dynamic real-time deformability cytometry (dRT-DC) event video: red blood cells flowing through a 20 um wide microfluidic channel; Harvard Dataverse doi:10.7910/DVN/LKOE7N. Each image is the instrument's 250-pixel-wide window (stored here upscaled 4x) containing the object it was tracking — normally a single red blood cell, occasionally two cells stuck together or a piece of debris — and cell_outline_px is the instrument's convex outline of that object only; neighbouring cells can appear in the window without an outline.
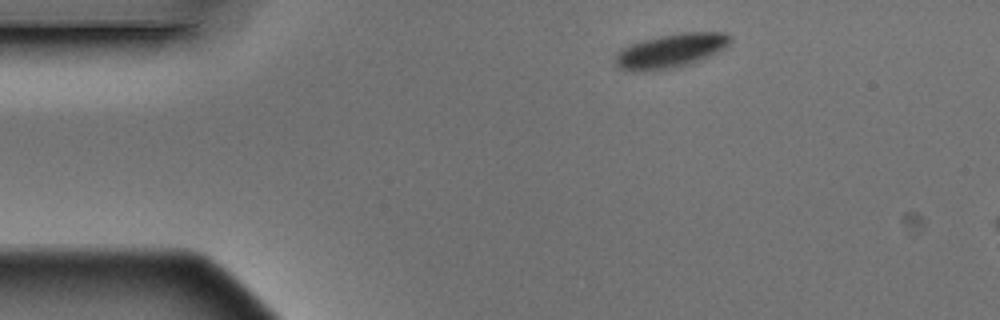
{"species": "Egyptian fruit bat (a non-hibernating species)", "species_latin": "Rousettus aegyptiacus", "temperature_condition": "warm", "stored_images_in_passage": 3, "camera_frame_rate_fps": 3000, "um_per_image_px": 0.085, "animal": {"sex": "male"}, "frame": {"image": 1, "passage_image": 1, "time_ms": 0.0, "image_size_px": [1000, 320], "cell_outline_px": [[732, 40], [724, 48], [708, 56], [672, 68], [644, 72], [632, 72], [620, 68], [612, 60], [616, 52], [620, 48], [640, 40], [680, 32], [728, 32], [732, 36]], "centroid_in_image_um": [56.93, 4.3], "position_along_channel_um": 28.1, "area_um2": 22.95}}